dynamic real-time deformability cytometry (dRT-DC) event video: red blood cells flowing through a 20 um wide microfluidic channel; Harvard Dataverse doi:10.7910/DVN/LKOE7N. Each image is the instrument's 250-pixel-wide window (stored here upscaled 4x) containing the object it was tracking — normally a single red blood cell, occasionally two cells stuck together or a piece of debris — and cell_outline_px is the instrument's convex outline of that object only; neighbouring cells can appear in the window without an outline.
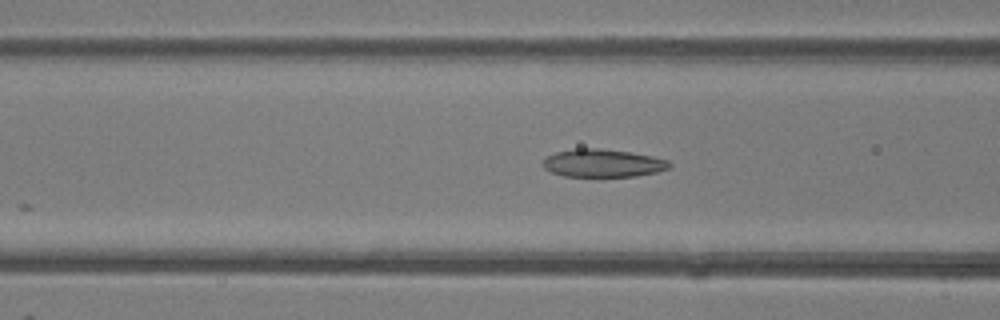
{"species": "common noctule bat (a hibernating species)", "species_latin": "Nyctalus noctula", "temperature_condition": "room temperature", "stored_images_in_passage": 17, "camera_frame_rate_fps": 3000, "um_per_image_px": 0.085, "animal": {"sex": "female"}, "frame": {"image": 1, "passage_image": 7, "time_ms": 2.0, "image_size_px": [1000, 320], "cell_outline_px": [[672, 168], [656, 172], [636, 176], [564, 176], [552, 172], [544, 168], [544, 160], [548, 156], [556, 152], [576, 148], [600, 148], [632, 152], [652, 156], [668, 160], [672, 164]], "centroid_in_image_um": [51.29, 13.86], "position_along_channel_um": 115.3, "area_um2": 20.58}}
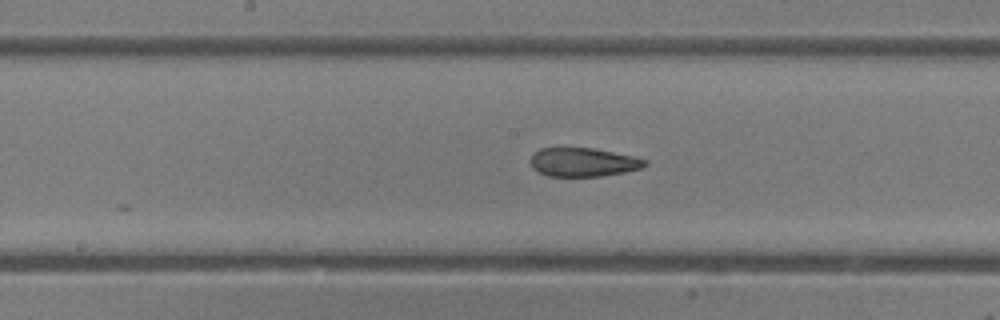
{"frame": {"image": 2, "passage_image": 13, "time_ms": 4.0, "image_size_px": [1000, 320], "cell_outline_px": [[648, 164], [640, 168], [624, 172], [600, 176], [548, 176], [532, 168], [528, 160], [532, 152], [540, 148], [592, 148], [632, 156], [648, 160]], "centroid_in_image_um": [49.51, 13.78], "position_along_channel_um": 198.7, "area_um2": 19.19}}
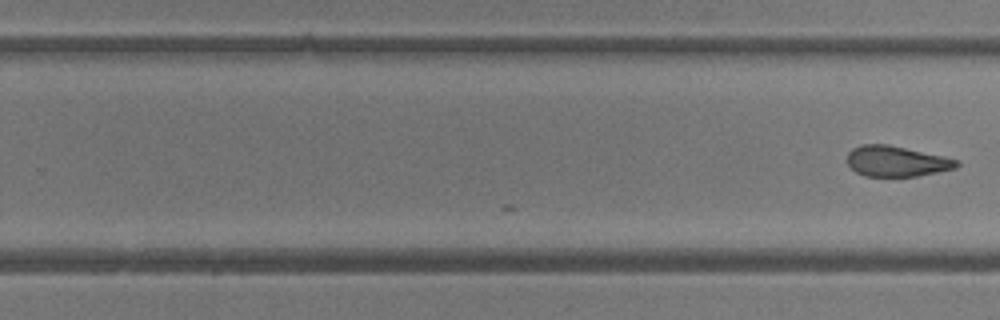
{"frame": {"image": 3, "passage_image": 17, "time_ms": 5.333, "image_size_px": [1000, 320], "cell_outline_px": [[960, 164], [956, 168], [916, 176], [864, 176], [856, 172], [848, 164], [848, 152], [852, 148], [860, 144], [888, 144], [960, 160]], "centroid_in_image_um": [76.19, 13.7], "position_along_channel_um": 253.6, "area_um2": 19.42}}